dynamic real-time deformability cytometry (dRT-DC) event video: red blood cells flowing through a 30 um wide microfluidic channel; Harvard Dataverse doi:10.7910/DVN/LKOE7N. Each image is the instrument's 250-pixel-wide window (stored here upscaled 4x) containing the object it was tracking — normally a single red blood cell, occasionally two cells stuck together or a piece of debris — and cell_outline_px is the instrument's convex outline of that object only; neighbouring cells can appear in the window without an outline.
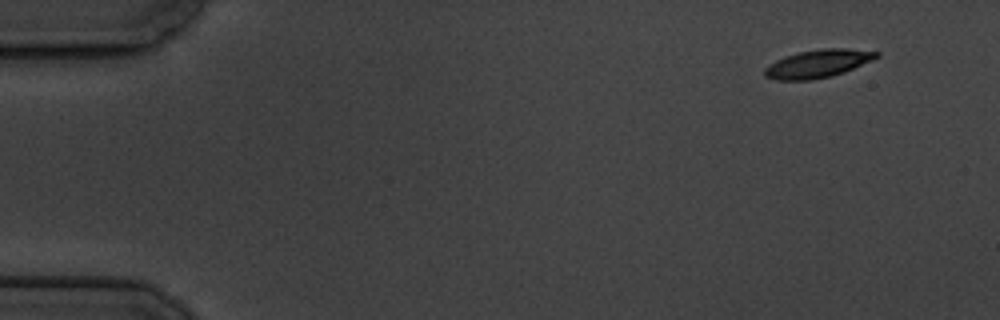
{"species": "common noctule bat (a hibernating species)", "species_latin": "Nyctalus noctula", "temperature_condition": "cold", "stored_images_in_passage": 6, "camera_frame_rate_fps": 3000, "um_per_image_px": 0.085, "animal": {"sex": "male", "body_mass_g": 19.5, "forearm_length_mm": 54.6}, "frame": {"image": 1, "passage_image": 1, "time_ms": 0.0, "image_size_px": [1000, 320], "cell_outline_px": [[880, 56], [872, 60], [844, 72], [832, 76], [812, 80], [776, 80], [764, 76], [764, 68], [768, 64], [784, 56], [800, 52], [824, 48], [844, 48], [880, 52]], "centroid_in_image_um": [69.5, 5.42], "position_along_channel_um": 15.5, "area_um2": 18.26}}
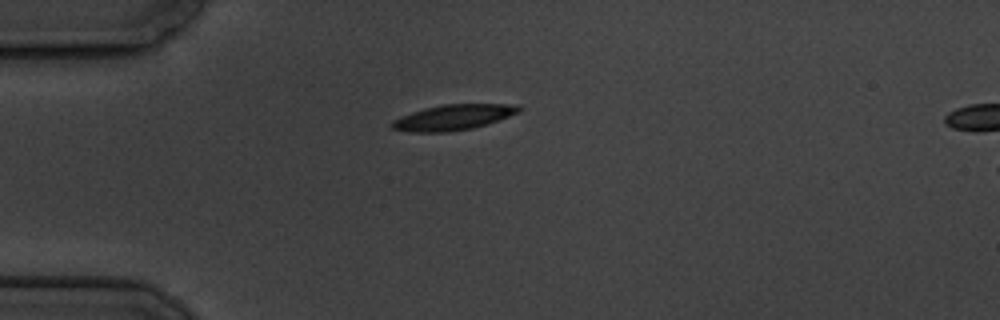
{"frame": {"image": 2, "passage_image": 4, "time_ms": 3.667, "image_size_px": [1000, 320], "cell_outline_px": [[524, 108], [520, 112], [488, 124], [472, 128], [448, 132], [408, 132], [392, 128], [388, 124], [392, 120], [400, 116], [424, 108], [444, 104], [520, 104]], "centroid_in_image_um": [38.54, 9.97], "position_along_channel_um": 46.5, "area_um2": 19.13}}